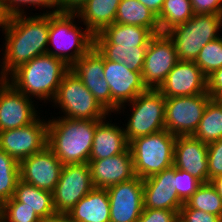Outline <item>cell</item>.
Returning a JSON list of instances; mask_svg holds the SVG:
<instances>
[{
  "instance_id": "7a4b0ae2",
  "label": "cell",
  "mask_w": 222,
  "mask_h": 222,
  "mask_svg": "<svg viewBox=\"0 0 222 222\" xmlns=\"http://www.w3.org/2000/svg\"><path fill=\"white\" fill-rule=\"evenodd\" d=\"M48 118L47 147L63 165L89 162L96 124L100 120Z\"/></svg>"
},
{
  "instance_id": "ba28073f",
  "label": "cell",
  "mask_w": 222,
  "mask_h": 222,
  "mask_svg": "<svg viewBox=\"0 0 222 222\" xmlns=\"http://www.w3.org/2000/svg\"><path fill=\"white\" fill-rule=\"evenodd\" d=\"M219 31H222V15L194 14L167 34L174 42L178 60L194 61L207 43L221 36Z\"/></svg>"
},
{
  "instance_id": "5b68a950",
  "label": "cell",
  "mask_w": 222,
  "mask_h": 222,
  "mask_svg": "<svg viewBox=\"0 0 222 222\" xmlns=\"http://www.w3.org/2000/svg\"><path fill=\"white\" fill-rule=\"evenodd\" d=\"M165 103L166 97L158 89H147L133 101L119 107L115 112L118 121V115L124 113L129 106L130 113L125 114L128 117L124 120L125 124H122L128 142L165 129Z\"/></svg>"
},
{
  "instance_id": "d6986e66",
  "label": "cell",
  "mask_w": 222,
  "mask_h": 222,
  "mask_svg": "<svg viewBox=\"0 0 222 222\" xmlns=\"http://www.w3.org/2000/svg\"><path fill=\"white\" fill-rule=\"evenodd\" d=\"M174 175L175 167L172 166L143 180L144 209H165L179 213L184 203L173 188Z\"/></svg>"
},
{
  "instance_id": "52a82bcc",
  "label": "cell",
  "mask_w": 222,
  "mask_h": 222,
  "mask_svg": "<svg viewBox=\"0 0 222 222\" xmlns=\"http://www.w3.org/2000/svg\"><path fill=\"white\" fill-rule=\"evenodd\" d=\"M51 102L49 105L52 104V107L59 109L57 117L76 120H103L109 116V113L71 70L64 75Z\"/></svg>"
},
{
  "instance_id": "9c48e42d",
  "label": "cell",
  "mask_w": 222,
  "mask_h": 222,
  "mask_svg": "<svg viewBox=\"0 0 222 222\" xmlns=\"http://www.w3.org/2000/svg\"><path fill=\"white\" fill-rule=\"evenodd\" d=\"M211 99L207 91L194 96L166 98L165 129L176 137L193 136Z\"/></svg>"
},
{
  "instance_id": "9a60e30c",
  "label": "cell",
  "mask_w": 222,
  "mask_h": 222,
  "mask_svg": "<svg viewBox=\"0 0 222 222\" xmlns=\"http://www.w3.org/2000/svg\"><path fill=\"white\" fill-rule=\"evenodd\" d=\"M104 76L112 97V113L125 103L133 101L147 90L141 72L132 71L121 62L109 61L103 57Z\"/></svg>"
},
{
  "instance_id": "4316f807",
  "label": "cell",
  "mask_w": 222,
  "mask_h": 222,
  "mask_svg": "<svg viewBox=\"0 0 222 222\" xmlns=\"http://www.w3.org/2000/svg\"><path fill=\"white\" fill-rule=\"evenodd\" d=\"M193 137L210 144L222 138V100L211 99Z\"/></svg>"
},
{
  "instance_id": "74e56055",
  "label": "cell",
  "mask_w": 222,
  "mask_h": 222,
  "mask_svg": "<svg viewBox=\"0 0 222 222\" xmlns=\"http://www.w3.org/2000/svg\"><path fill=\"white\" fill-rule=\"evenodd\" d=\"M86 88L93 94L99 104L109 113L112 114V97L107 82L83 83Z\"/></svg>"
},
{
  "instance_id": "8d00e7d4",
  "label": "cell",
  "mask_w": 222,
  "mask_h": 222,
  "mask_svg": "<svg viewBox=\"0 0 222 222\" xmlns=\"http://www.w3.org/2000/svg\"><path fill=\"white\" fill-rule=\"evenodd\" d=\"M222 175V138L208 144V182Z\"/></svg>"
},
{
  "instance_id": "60d3db41",
  "label": "cell",
  "mask_w": 222,
  "mask_h": 222,
  "mask_svg": "<svg viewBox=\"0 0 222 222\" xmlns=\"http://www.w3.org/2000/svg\"><path fill=\"white\" fill-rule=\"evenodd\" d=\"M194 14L222 15V0H190Z\"/></svg>"
},
{
  "instance_id": "d590c367",
  "label": "cell",
  "mask_w": 222,
  "mask_h": 222,
  "mask_svg": "<svg viewBox=\"0 0 222 222\" xmlns=\"http://www.w3.org/2000/svg\"><path fill=\"white\" fill-rule=\"evenodd\" d=\"M201 184L202 183L190 173L175 168L173 188L176 189V193L183 203L187 202Z\"/></svg>"
},
{
  "instance_id": "7bdbcfd3",
  "label": "cell",
  "mask_w": 222,
  "mask_h": 222,
  "mask_svg": "<svg viewBox=\"0 0 222 222\" xmlns=\"http://www.w3.org/2000/svg\"><path fill=\"white\" fill-rule=\"evenodd\" d=\"M87 0H59V12H76Z\"/></svg>"
},
{
  "instance_id": "277c9868",
  "label": "cell",
  "mask_w": 222,
  "mask_h": 222,
  "mask_svg": "<svg viewBox=\"0 0 222 222\" xmlns=\"http://www.w3.org/2000/svg\"><path fill=\"white\" fill-rule=\"evenodd\" d=\"M82 25L76 12L51 13L47 53L71 67L94 46V35Z\"/></svg>"
},
{
  "instance_id": "e575fe53",
  "label": "cell",
  "mask_w": 222,
  "mask_h": 222,
  "mask_svg": "<svg viewBox=\"0 0 222 222\" xmlns=\"http://www.w3.org/2000/svg\"><path fill=\"white\" fill-rule=\"evenodd\" d=\"M0 217L6 222H43L28 206H22L14 197L0 206Z\"/></svg>"
},
{
  "instance_id": "d4e9b609",
  "label": "cell",
  "mask_w": 222,
  "mask_h": 222,
  "mask_svg": "<svg viewBox=\"0 0 222 222\" xmlns=\"http://www.w3.org/2000/svg\"><path fill=\"white\" fill-rule=\"evenodd\" d=\"M13 197L21 202L22 206L33 209L43 222H48L53 216L57 215L53 205L52 192L19 180Z\"/></svg>"
},
{
  "instance_id": "2e32d148",
  "label": "cell",
  "mask_w": 222,
  "mask_h": 222,
  "mask_svg": "<svg viewBox=\"0 0 222 222\" xmlns=\"http://www.w3.org/2000/svg\"><path fill=\"white\" fill-rule=\"evenodd\" d=\"M19 166L20 180L53 192L64 165L46 146L42 151L23 159Z\"/></svg>"
},
{
  "instance_id": "836d02e7",
  "label": "cell",
  "mask_w": 222,
  "mask_h": 222,
  "mask_svg": "<svg viewBox=\"0 0 222 222\" xmlns=\"http://www.w3.org/2000/svg\"><path fill=\"white\" fill-rule=\"evenodd\" d=\"M194 62L206 76L222 68V36L207 43Z\"/></svg>"
},
{
  "instance_id": "484cf974",
  "label": "cell",
  "mask_w": 222,
  "mask_h": 222,
  "mask_svg": "<svg viewBox=\"0 0 222 222\" xmlns=\"http://www.w3.org/2000/svg\"><path fill=\"white\" fill-rule=\"evenodd\" d=\"M115 23L146 27L154 34L160 33L157 16L138 0H121Z\"/></svg>"
},
{
  "instance_id": "3957f363",
  "label": "cell",
  "mask_w": 222,
  "mask_h": 222,
  "mask_svg": "<svg viewBox=\"0 0 222 222\" xmlns=\"http://www.w3.org/2000/svg\"><path fill=\"white\" fill-rule=\"evenodd\" d=\"M69 70L70 67L63 60L46 53L20 65L6 80L27 97L36 99L38 104L40 101L46 105L55 97Z\"/></svg>"
},
{
  "instance_id": "f1b7e54d",
  "label": "cell",
  "mask_w": 222,
  "mask_h": 222,
  "mask_svg": "<svg viewBox=\"0 0 222 222\" xmlns=\"http://www.w3.org/2000/svg\"><path fill=\"white\" fill-rule=\"evenodd\" d=\"M193 16L190 0H165L157 16L160 33H167Z\"/></svg>"
},
{
  "instance_id": "6da1fadb",
  "label": "cell",
  "mask_w": 222,
  "mask_h": 222,
  "mask_svg": "<svg viewBox=\"0 0 222 222\" xmlns=\"http://www.w3.org/2000/svg\"><path fill=\"white\" fill-rule=\"evenodd\" d=\"M20 14L3 19L1 29L4 36L2 58L0 57V79H6L20 65L46 54L50 27V14Z\"/></svg>"
},
{
  "instance_id": "ffe728a7",
  "label": "cell",
  "mask_w": 222,
  "mask_h": 222,
  "mask_svg": "<svg viewBox=\"0 0 222 222\" xmlns=\"http://www.w3.org/2000/svg\"><path fill=\"white\" fill-rule=\"evenodd\" d=\"M88 164L94 188L106 189L135 177L130 149L109 158L89 160Z\"/></svg>"
},
{
  "instance_id": "d6a6232c",
  "label": "cell",
  "mask_w": 222,
  "mask_h": 222,
  "mask_svg": "<svg viewBox=\"0 0 222 222\" xmlns=\"http://www.w3.org/2000/svg\"><path fill=\"white\" fill-rule=\"evenodd\" d=\"M31 6V9L34 7V11L37 7V9L41 7V11L44 8L43 14L59 12V0H0V15L5 19L14 15L26 14L27 9Z\"/></svg>"
},
{
  "instance_id": "f546056e",
  "label": "cell",
  "mask_w": 222,
  "mask_h": 222,
  "mask_svg": "<svg viewBox=\"0 0 222 222\" xmlns=\"http://www.w3.org/2000/svg\"><path fill=\"white\" fill-rule=\"evenodd\" d=\"M70 70L83 83L107 82L104 76L103 56L94 46L75 62Z\"/></svg>"
},
{
  "instance_id": "1f68e13d",
  "label": "cell",
  "mask_w": 222,
  "mask_h": 222,
  "mask_svg": "<svg viewBox=\"0 0 222 222\" xmlns=\"http://www.w3.org/2000/svg\"><path fill=\"white\" fill-rule=\"evenodd\" d=\"M19 180V162L0 149V206L14 196Z\"/></svg>"
},
{
  "instance_id": "7402d4cb",
  "label": "cell",
  "mask_w": 222,
  "mask_h": 222,
  "mask_svg": "<svg viewBox=\"0 0 222 222\" xmlns=\"http://www.w3.org/2000/svg\"><path fill=\"white\" fill-rule=\"evenodd\" d=\"M154 35L146 27L113 23L94 35V44H113L116 47L148 46Z\"/></svg>"
},
{
  "instance_id": "f35d334b",
  "label": "cell",
  "mask_w": 222,
  "mask_h": 222,
  "mask_svg": "<svg viewBox=\"0 0 222 222\" xmlns=\"http://www.w3.org/2000/svg\"><path fill=\"white\" fill-rule=\"evenodd\" d=\"M178 212L165 209H143L137 222H177Z\"/></svg>"
},
{
  "instance_id": "8992f818",
  "label": "cell",
  "mask_w": 222,
  "mask_h": 222,
  "mask_svg": "<svg viewBox=\"0 0 222 222\" xmlns=\"http://www.w3.org/2000/svg\"><path fill=\"white\" fill-rule=\"evenodd\" d=\"M176 136L166 129L129 142L135 176L143 180L173 166Z\"/></svg>"
},
{
  "instance_id": "30bf717a",
  "label": "cell",
  "mask_w": 222,
  "mask_h": 222,
  "mask_svg": "<svg viewBox=\"0 0 222 222\" xmlns=\"http://www.w3.org/2000/svg\"><path fill=\"white\" fill-rule=\"evenodd\" d=\"M93 188L88 163L64 165L60 179L52 192L56 213L68 214Z\"/></svg>"
},
{
  "instance_id": "c3c4849f",
  "label": "cell",
  "mask_w": 222,
  "mask_h": 222,
  "mask_svg": "<svg viewBox=\"0 0 222 222\" xmlns=\"http://www.w3.org/2000/svg\"><path fill=\"white\" fill-rule=\"evenodd\" d=\"M0 222H6L5 220H3L1 217H0Z\"/></svg>"
},
{
  "instance_id": "ac0fdd59",
  "label": "cell",
  "mask_w": 222,
  "mask_h": 222,
  "mask_svg": "<svg viewBox=\"0 0 222 222\" xmlns=\"http://www.w3.org/2000/svg\"><path fill=\"white\" fill-rule=\"evenodd\" d=\"M173 166L190 173L201 183L208 182V144L193 136H177Z\"/></svg>"
},
{
  "instance_id": "83f0119b",
  "label": "cell",
  "mask_w": 222,
  "mask_h": 222,
  "mask_svg": "<svg viewBox=\"0 0 222 222\" xmlns=\"http://www.w3.org/2000/svg\"><path fill=\"white\" fill-rule=\"evenodd\" d=\"M94 47L105 59L121 62L132 71H142L147 46L116 47L113 44H94Z\"/></svg>"
},
{
  "instance_id": "f6af8a7d",
  "label": "cell",
  "mask_w": 222,
  "mask_h": 222,
  "mask_svg": "<svg viewBox=\"0 0 222 222\" xmlns=\"http://www.w3.org/2000/svg\"><path fill=\"white\" fill-rule=\"evenodd\" d=\"M48 222H75L67 214H57L53 216Z\"/></svg>"
},
{
  "instance_id": "603a6c76",
  "label": "cell",
  "mask_w": 222,
  "mask_h": 222,
  "mask_svg": "<svg viewBox=\"0 0 222 222\" xmlns=\"http://www.w3.org/2000/svg\"><path fill=\"white\" fill-rule=\"evenodd\" d=\"M67 215L75 222H110L107 189L93 188Z\"/></svg>"
},
{
  "instance_id": "e0dca14e",
  "label": "cell",
  "mask_w": 222,
  "mask_h": 222,
  "mask_svg": "<svg viewBox=\"0 0 222 222\" xmlns=\"http://www.w3.org/2000/svg\"><path fill=\"white\" fill-rule=\"evenodd\" d=\"M158 90L166 97H186L207 91V76L194 61H178Z\"/></svg>"
},
{
  "instance_id": "7dc6e473",
  "label": "cell",
  "mask_w": 222,
  "mask_h": 222,
  "mask_svg": "<svg viewBox=\"0 0 222 222\" xmlns=\"http://www.w3.org/2000/svg\"><path fill=\"white\" fill-rule=\"evenodd\" d=\"M2 21H3V18L0 15V28H1V25H2Z\"/></svg>"
},
{
  "instance_id": "cb8c5ba5",
  "label": "cell",
  "mask_w": 222,
  "mask_h": 222,
  "mask_svg": "<svg viewBox=\"0 0 222 222\" xmlns=\"http://www.w3.org/2000/svg\"><path fill=\"white\" fill-rule=\"evenodd\" d=\"M121 0H87L76 13L79 20L93 34L115 23L117 9Z\"/></svg>"
},
{
  "instance_id": "b9f144b4",
  "label": "cell",
  "mask_w": 222,
  "mask_h": 222,
  "mask_svg": "<svg viewBox=\"0 0 222 222\" xmlns=\"http://www.w3.org/2000/svg\"><path fill=\"white\" fill-rule=\"evenodd\" d=\"M207 92L212 99L222 100V68L207 76Z\"/></svg>"
},
{
  "instance_id": "ab89813d",
  "label": "cell",
  "mask_w": 222,
  "mask_h": 222,
  "mask_svg": "<svg viewBox=\"0 0 222 222\" xmlns=\"http://www.w3.org/2000/svg\"><path fill=\"white\" fill-rule=\"evenodd\" d=\"M178 219L181 222H222L220 216L197 209H180Z\"/></svg>"
},
{
  "instance_id": "44dd1931",
  "label": "cell",
  "mask_w": 222,
  "mask_h": 222,
  "mask_svg": "<svg viewBox=\"0 0 222 222\" xmlns=\"http://www.w3.org/2000/svg\"><path fill=\"white\" fill-rule=\"evenodd\" d=\"M111 115L96 124L89 160L109 158L129 149L124 127L119 122L112 123L114 117Z\"/></svg>"
},
{
  "instance_id": "7c38bea8",
  "label": "cell",
  "mask_w": 222,
  "mask_h": 222,
  "mask_svg": "<svg viewBox=\"0 0 222 222\" xmlns=\"http://www.w3.org/2000/svg\"><path fill=\"white\" fill-rule=\"evenodd\" d=\"M178 61L174 42L168 34H155L147 46L141 71L147 89H158Z\"/></svg>"
},
{
  "instance_id": "4fadbf2b",
  "label": "cell",
  "mask_w": 222,
  "mask_h": 222,
  "mask_svg": "<svg viewBox=\"0 0 222 222\" xmlns=\"http://www.w3.org/2000/svg\"><path fill=\"white\" fill-rule=\"evenodd\" d=\"M36 105L34 99L18 91L6 79H0V132L34 122L42 115Z\"/></svg>"
},
{
  "instance_id": "bcb514c9",
  "label": "cell",
  "mask_w": 222,
  "mask_h": 222,
  "mask_svg": "<svg viewBox=\"0 0 222 222\" xmlns=\"http://www.w3.org/2000/svg\"><path fill=\"white\" fill-rule=\"evenodd\" d=\"M210 183L215 187L217 193L222 197V175L212 179Z\"/></svg>"
},
{
  "instance_id": "8fae6325",
  "label": "cell",
  "mask_w": 222,
  "mask_h": 222,
  "mask_svg": "<svg viewBox=\"0 0 222 222\" xmlns=\"http://www.w3.org/2000/svg\"><path fill=\"white\" fill-rule=\"evenodd\" d=\"M42 118V119H41ZM39 116L30 125L0 132V149L17 162L42 151L47 146L48 120Z\"/></svg>"
},
{
  "instance_id": "ee69618b",
  "label": "cell",
  "mask_w": 222,
  "mask_h": 222,
  "mask_svg": "<svg viewBox=\"0 0 222 222\" xmlns=\"http://www.w3.org/2000/svg\"><path fill=\"white\" fill-rule=\"evenodd\" d=\"M149 8L156 16L159 15L165 0H138Z\"/></svg>"
},
{
  "instance_id": "5bb4252c",
  "label": "cell",
  "mask_w": 222,
  "mask_h": 222,
  "mask_svg": "<svg viewBox=\"0 0 222 222\" xmlns=\"http://www.w3.org/2000/svg\"><path fill=\"white\" fill-rule=\"evenodd\" d=\"M106 189L110 202V222H137L144 209L143 179L135 176Z\"/></svg>"
},
{
  "instance_id": "4dcf8cb0",
  "label": "cell",
  "mask_w": 222,
  "mask_h": 222,
  "mask_svg": "<svg viewBox=\"0 0 222 222\" xmlns=\"http://www.w3.org/2000/svg\"><path fill=\"white\" fill-rule=\"evenodd\" d=\"M181 209H197L222 218V197L210 183H202Z\"/></svg>"
}]
</instances>
